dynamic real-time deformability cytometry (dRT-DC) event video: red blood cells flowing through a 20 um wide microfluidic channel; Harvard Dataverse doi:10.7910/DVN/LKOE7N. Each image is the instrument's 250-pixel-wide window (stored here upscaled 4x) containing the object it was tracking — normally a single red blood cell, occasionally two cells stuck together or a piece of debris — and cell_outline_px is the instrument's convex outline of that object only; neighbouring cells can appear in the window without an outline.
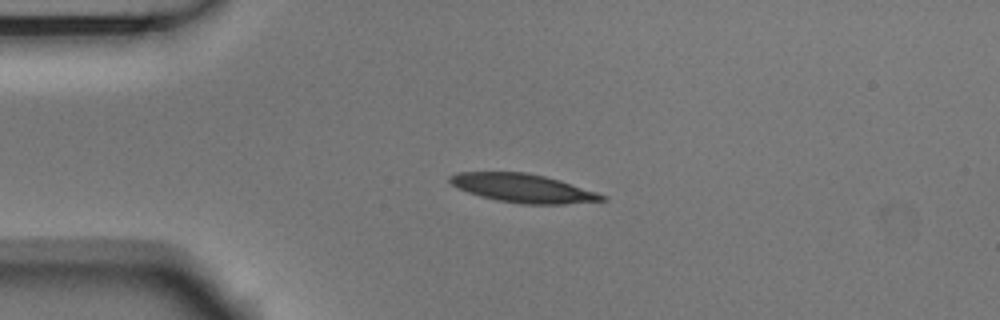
{"species": "Egyptian fruit bat (a non-hibernating species)", "species_latin": "Rousettus aegyptiacus", "temperature_condition": "room temperature", "stored_images_in_passage": 42, "camera_frame_rate_fps": 3000, "um_per_image_px": 0.085, "animal": {"sex": "male"}, "frame": {"image": 1, "passage_image": 1, "time_ms": 0.0, "image_size_px": [1000, 320], "cell_outline_px": [[608, 200], [564, 204], [520, 204], [496, 200], [480, 196], [456, 188], [448, 180], [448, 176], [456, 172], [528, 172], [560, 180], [608, 196]], "centroid_in_image_um": [44.44, 15.99], "position_along_channel_um": 40.6, "area_um2": 25.49}}
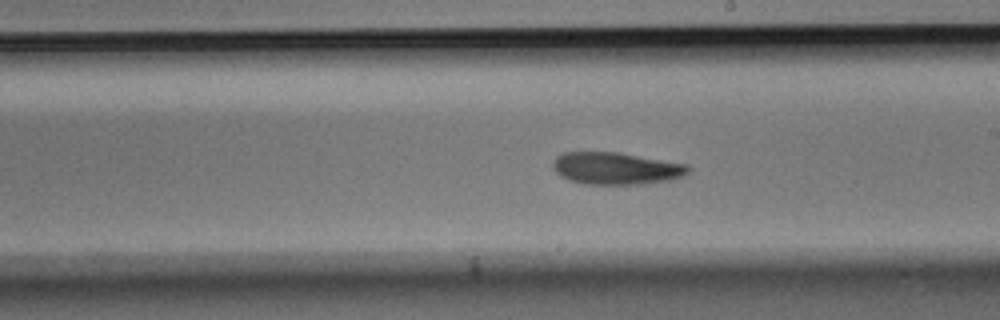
{"frame": {"image": 2, "passage_image": 19, "time_ms": 6.0, "image_size_px": [1000, 320], "cell_outline_px": [[692, 168], [688, 172], [672, 180], [640, 184], [584, 184], [568, 180], [560, 176], [552, 168], [552, 164], [556, 156], [564, 152], [616, 152], [688, 164]], "centroid_in_image_um": [52.34, 14.31], "position_along_channel_um": 236.7, "area_um2": 25.43}}
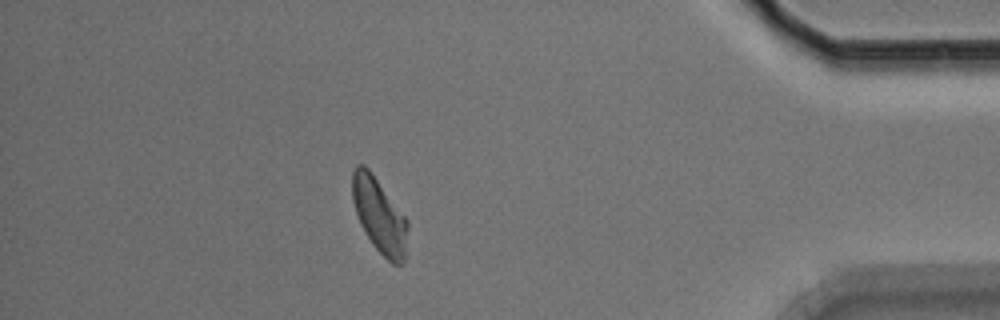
{"frame": {"image": 3, "passage_image": 36, "time_ms": 11.667, "image_size_px": [1000, 320], "cell_outline_px": [[408, 228], [404, 260], [400, 264], [392, 264], [372, 244], [356, 212], [352, 196], [352, 172], [356, 164], [364, 164], [368, 168], [408, 220]], "centroid_in_image_um": [32.25, 18.3], "position_along_channel_um": 402.9, "area_um2": 23.64}, "authors_computed_cell_mechanics": {"area_um2": 25.2875, "velocity_mm_per_s": 3.6883, "shape_relaxation_time_tau1_ms": 2.9415, "shape_relaxation_time_tau2_ms": null, "deformation_change_tau1": 0.1523, "deformation_change_tau2": null}}